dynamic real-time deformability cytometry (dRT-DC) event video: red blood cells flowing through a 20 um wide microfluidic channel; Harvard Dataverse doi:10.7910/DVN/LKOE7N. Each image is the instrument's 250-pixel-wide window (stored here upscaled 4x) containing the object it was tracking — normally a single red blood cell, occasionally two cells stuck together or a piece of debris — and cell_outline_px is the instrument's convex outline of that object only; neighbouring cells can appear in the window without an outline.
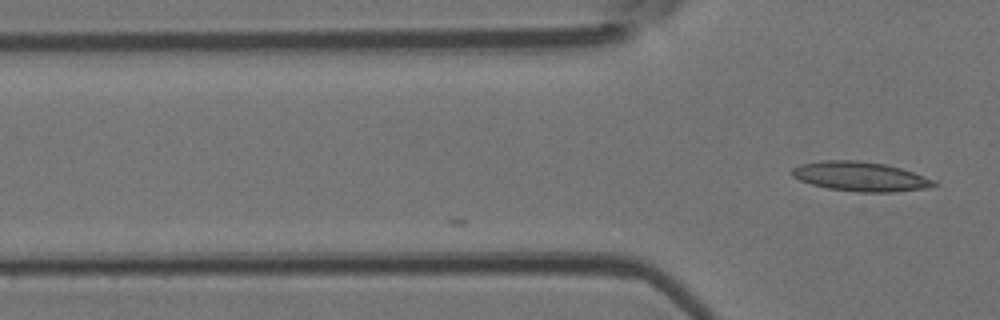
{"species": "Egyptian fruit bat (a non-hibernating species)", "species_latin": "Rousettus aegyptiacus", "temperature_condition": "room temperature", "stored_images_in_passage": 4, "camera_frame_rate_fps": 3000, "um_per_image_px": 0.085, "animal": {"sex": "female"}, "frame": {"image": 1, "passage_image": 4, "time_ms": 1.0, "image_size_px": [1000, 320], "cell_outline_px": [[936, 184], [920, 188], [892, 192], [856, 192], [828, 188], [812, 184], [800, 180], [792, 176], [792, 168], [800, 164], [820, 160], [856, 160], [884, 164], [900, 168], [936, 180]], "centroid_in_image_um": [73.06, 14.99], "position_along_channel_um": 52.7, "area_um2": 24.04}}